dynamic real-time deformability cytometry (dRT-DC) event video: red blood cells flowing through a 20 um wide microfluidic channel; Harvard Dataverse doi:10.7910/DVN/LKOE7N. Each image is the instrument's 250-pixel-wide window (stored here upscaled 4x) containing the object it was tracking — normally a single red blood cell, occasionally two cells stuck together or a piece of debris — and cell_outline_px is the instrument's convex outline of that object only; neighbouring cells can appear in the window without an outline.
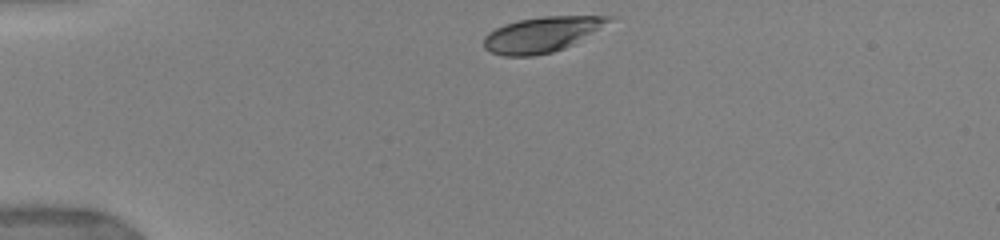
{"species": "human", "species_latin": "Homo sapiens", "temperature_condition": "warm", "stored_images_in_passage": 36, "camera_frame_rate_fps": 3000, "um_per_image_px": 0.085, "donor": {"sex": "female"}, "frame": {"image": 1, "passage_image": 1, "time_ms": 0.0, "image_size_px": [1000, 240], "cell_outline_px": [[612, 16], [608, 20], [572, 44], [564, 48], [552, 52], [532, 56], [504, 56], [492, 52], [484, 48], [484, 36], [488, 32], [504, 24], [520, 20], [544, 16]], "centroid_in_image_um": [45.9, 2.94], "position_along_channel_um": 39.1, "area_um2": 24.8}}
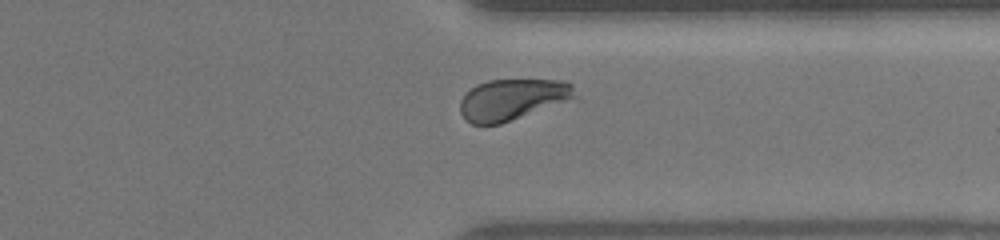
{"frame": {"image": 2, "passage_image": 26, "time_ms": 9.667, "image_size_px": [1000, 240], "cell_outline_px": [[580, 100], [500, 124], [472, 124], [460, 112], [460, 100], [476, 84], [488, 80], [568, 80], [572, 84]], "centroid_in_image_um": [43.71, 8.46], "position_along_channel_um": 367.7, "area_um2": 28.38}}
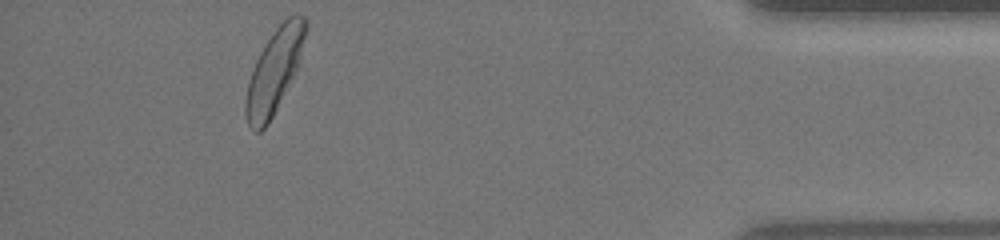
{"frame": {"image": 3, "passage_image": 32, "time_ms": 12.0, "image_size_px": [1000, 240], "cell_outline_px": [[308, 28], [300, 64], [268, 124], [260, 132], [252, 132], [248, 124], [244, 112], [244, 104], [248, 80], [252, 68], [260, 52], [272, 32], [288, 16], [296, 12], [304, 16], [308, 20]], "centroid_in_image_um": [23.34, 6.01], "position_along_channel_um": 411.9, "area_um2": 29.71}, "authors_computed_cell_mechanics": {"area_um2": 28.9, "velocity_mm_per_s": 3.8805, "shape_relaxation_time_tau1_ms": 2.8024, "shape_relaxation_time_tau2_ms": null, "deformation_change_tau1": 0.1519, "deformation_change_tau2": null}}